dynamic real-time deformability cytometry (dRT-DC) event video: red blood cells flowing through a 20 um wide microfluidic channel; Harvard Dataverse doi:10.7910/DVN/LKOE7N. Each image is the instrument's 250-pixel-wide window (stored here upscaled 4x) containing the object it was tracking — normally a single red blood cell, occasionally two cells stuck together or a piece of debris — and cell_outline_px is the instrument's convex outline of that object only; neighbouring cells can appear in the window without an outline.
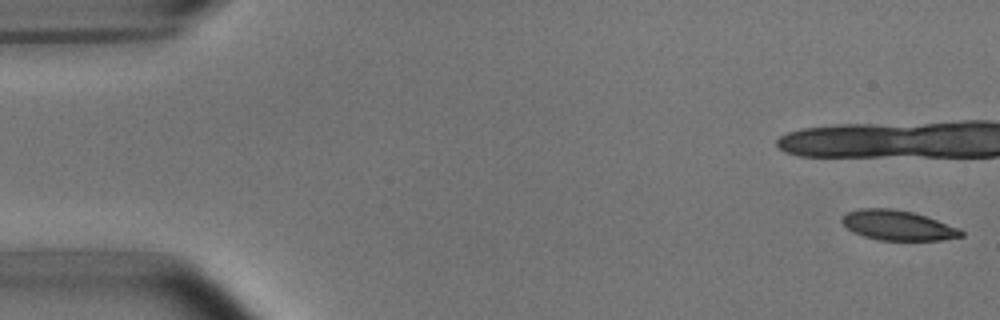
{"species": "common noctule bat (a hibernating species)", "species_latin": "Nyctalus noctula", "temperature_condition": "room temperature", "stored_images_in_passage": 14, "camera_frame_rate_fps": 3000, "um_per_image_px": 0.085, "animal": {"sex": "male", "body_mass_g": 15.6}, "frame": {"image": 1, "passage_image": 1, "time_ms": 0.0, "image_size_px": [1000, 320], "cell_outline_px": [[964, 236], [940, 240], [880, 240], [864, 236], [848, 228], [840, 220], [848, 212], [860, 208], [892, 208], [912, 212], [960, 228], [964, 232]], "centroid_in_image_um": [76.34, 19.15], "position_along_channel_um": 8.7, "area_um2": 20.52}}